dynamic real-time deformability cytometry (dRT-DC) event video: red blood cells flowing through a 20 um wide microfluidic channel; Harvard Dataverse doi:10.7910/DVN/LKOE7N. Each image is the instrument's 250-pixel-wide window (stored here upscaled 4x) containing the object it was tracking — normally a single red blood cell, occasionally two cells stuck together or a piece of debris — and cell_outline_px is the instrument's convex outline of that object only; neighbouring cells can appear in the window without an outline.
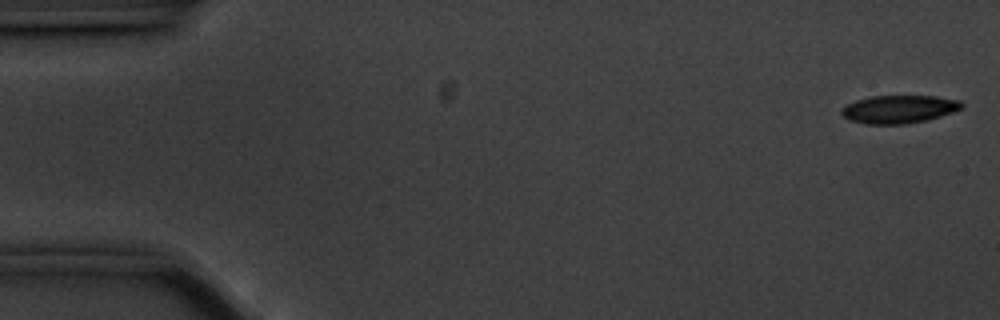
{"species": "common noctule bat (a hibernating species)", "species_latin": "Nyctalus noctula", "temperature_condition": "cold", "stored_images_in_passage": 56, "camera_frame_rate_fps": 3000, "um_per_image_px": 0.085, "animal": {"sex": "male", "body_mass_g": 20.1, "forearm_length_mm": 53.5}, "frame": {"image": 1, "passage_image": 1, "time_ms": 0.0, "image_size_px": [1000, 320], "cell_outline_px": [[964, 104], [960, 108], [952, 112], [928, 120], [908, 124], [864, 124], [848, 120], [840, 112], [840, 108], [856, 100], [872, 96], [936, 96], [960, 100]], "centroid_in_image_um": [76.39, 9.29], "position_along_channel_um": 8.6, "area_um2": 19.71}}
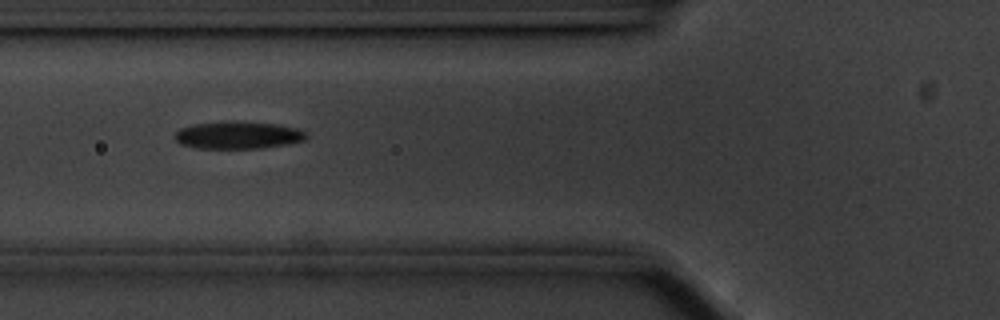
{"frame": {"image": 2, "passage_image": 20, "time_ms": 6.333, "image_size_px": [1000, 320], "cell_outline_px": [[308, 136], [304, 140], [288, 144], [260, 148], [196, 148], [180, 144], [176, 140], [176, 132], [180, 128], [192, 124], [224, 120], [236, 120], [276, 124], [296, 128], [308, 132]], "centroid_in_image_um": [20.23, 11.46], "position_along_channel_um": 105.6, "area_um2": 21.33}}
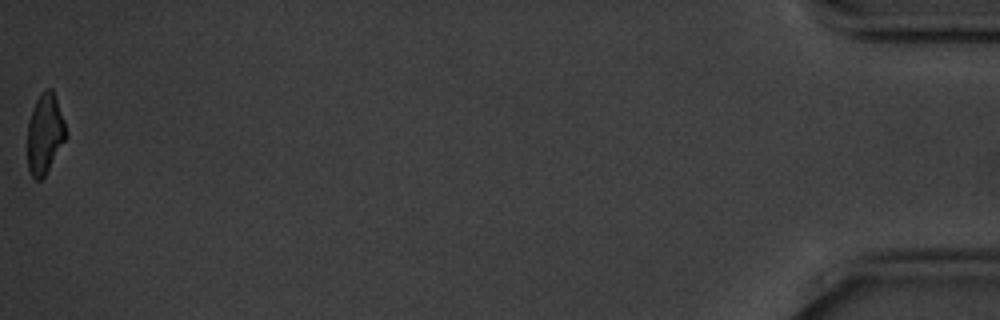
{"frame": {"image": 3, "passage_image": 56, "time_ms": 18.333, "image_size_px": [1000, 320], "cell_outline_px": [[68, 136], [44, 176], [40, 180], [36, 180], [32, 176], [28, 168], [28, 124], [32, 108], [40, 92], [44, 88], [52, 88], [64, 120], [68, 132]], "centroid_in_image_um": [3.82, 11.34], "position_along_channel_um": 431.4, "area_um2": 18.03}, "authors_computed_cell_mechanics": {"area_um2": 20.3167, "velocity_mm_per_s": 3.5269, "shape_relaxation_time_tau1_ms": 2.8399, "shape_relaxation_time_tau2_ms": 6.1572, "deformation_change_tau1": 0.0934, "deformation_change_tau2": 0.1314}}